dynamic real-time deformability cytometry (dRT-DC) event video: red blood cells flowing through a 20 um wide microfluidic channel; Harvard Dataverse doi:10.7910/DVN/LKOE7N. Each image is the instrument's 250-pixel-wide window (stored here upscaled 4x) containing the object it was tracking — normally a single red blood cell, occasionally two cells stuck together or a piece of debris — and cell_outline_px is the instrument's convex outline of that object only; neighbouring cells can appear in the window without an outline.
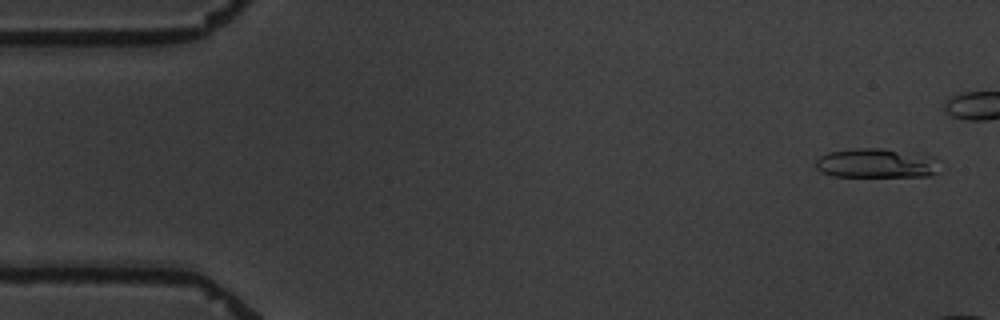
{"species": "common noctule bat (a hibernating species)", "species_latin": "Nyctalus noctula", "temperature_condition": "warm", "stored_images_in_passage": 3, "camera_frame_rate_fps": 3000, "um_per_image_px": 0.085, "animal": {"sex": "male", "body_mass_g": 19.5, "forearm_length_mm": 54.6}, "frame": {"image": 1, "passage_image": 1, "time_ms": 0.0, "image_size_px": [1000, 320], "cell_outline_px": [[944, 172], [928, 176], [832, 176], [820, 172], [816, 168], [816, 160], [820, 156], [828, 152], [856, 148], [880, 148], [932, 156], [940, 160]], "centroid_in_image_um": [74.58, 13.88], "position_along_channel_um": 10.4, "area_um2": 21.68}}